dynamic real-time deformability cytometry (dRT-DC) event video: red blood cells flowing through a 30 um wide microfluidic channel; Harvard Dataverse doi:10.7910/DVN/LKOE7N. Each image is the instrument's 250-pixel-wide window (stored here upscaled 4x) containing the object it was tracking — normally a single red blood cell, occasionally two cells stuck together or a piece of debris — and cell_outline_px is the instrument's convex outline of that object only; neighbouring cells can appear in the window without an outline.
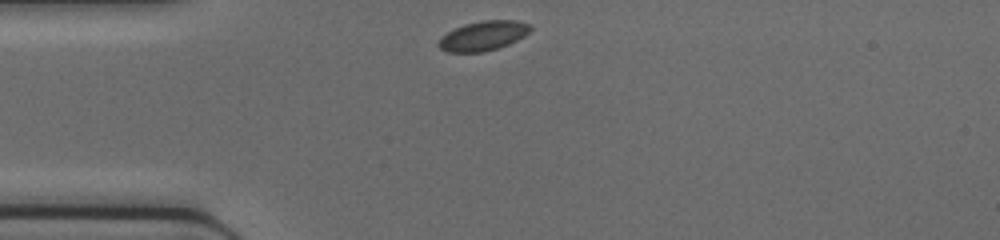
{"species": "common noctule bat (a hibernating species)", "species_latin": "Nyctalus noctula", "temperature_condition": "cold", "stored_images_in_passage": 35, "camera_frame_rate_fps": 3000, "um_per_image_px": 0.085, "animal": {"sex": "female", "body_mass_g": 17.0, "forearm_length_mm": 48.0}, "frame": {"image": 1, "passage_image": 1, "time_ms": 0.0, "image_size_px": [1000, 240], "cell_outline_px": [[532, 28], [524, 36], [508, 44], [484, 52], [448, 52], [440, 48], [436, 44], [440, 36], [464, 24], [484, 20], [516, 20], [532, 24]], "centroid_in_image_um": [41.06, 3.04], "position_along_channel_um": 43.9, "area_um2": 15.84}}
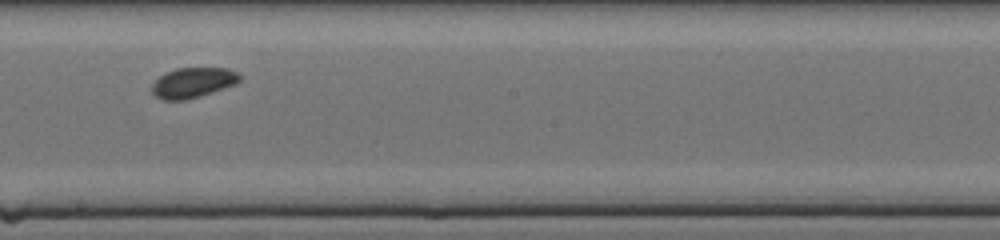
{"frame": {"image": 2, "passage_image": 15, "time_ms": 4.667, "image_size_px": [1000, 240], "cell_outline_px": [[240, 80], [236, 84], [200, 96], [184, 100], [160, 100], [152, 92], [152, 84], [164, 72], [176, 68], [228, 68], [236, 72], [240, 76]], "centroid_in_image_um": [16.38, 7.02], "position_along_channel_um": 231.8, "area_um2": 15.43}}
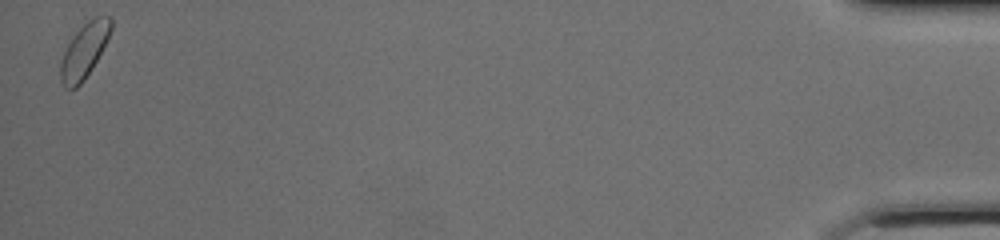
{"frame": {"image": 3, "passage_image": 35, "time_ms": 11.333, "image_size_px": [1000, 240], "cell_outline_px": [[112, 28], [92, 68], [84, 80], [76, 88], [64, 88], [60, 80], [60, 64], [64, 52], [72, 36], [88, 20], [96, 16], [108, 16], [112, 20]], "centroid_in_image_um": [7.13, 4.32], "position_along_channel_um": 428.1, "area_um2": 15.72}}